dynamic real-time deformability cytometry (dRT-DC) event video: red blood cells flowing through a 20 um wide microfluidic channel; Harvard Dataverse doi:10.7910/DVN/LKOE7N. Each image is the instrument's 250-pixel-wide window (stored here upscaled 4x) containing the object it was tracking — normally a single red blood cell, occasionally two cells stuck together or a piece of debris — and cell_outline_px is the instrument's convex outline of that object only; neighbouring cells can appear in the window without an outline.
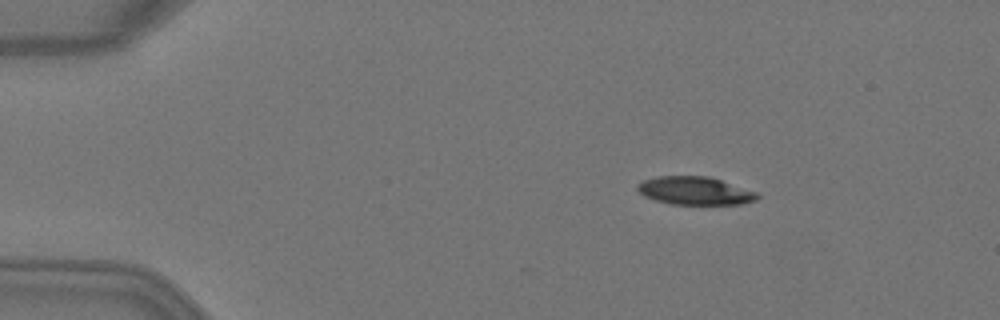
{"species": "Egyptian fruit bat (a non-hibernating species)", "species_latin": "Rousettus aegyptiacus", "temperature_condition": "warm", "stored_images_in_passage": 5, "camera_frame_rate_fps": 3000, "um_per_image_px": 0.085, "animal": {"sex": "female"}, "frame": {"image": 1, "passage_image": 3, "time_ms": 0.667, "image_size_px": [1000, 320], "cell_outline_px": [[760, 196], [756, 200], [740, 204], [672, 204], [656, 200], [644, 196], [636, 188], [636, 184], [644, 180], [656, 176], [708, 176], [756, 192]], "centroid_in_image_um": [59.04, 16.21], "position_along_channel_um": 26.0, "area_um2": 19.42}}